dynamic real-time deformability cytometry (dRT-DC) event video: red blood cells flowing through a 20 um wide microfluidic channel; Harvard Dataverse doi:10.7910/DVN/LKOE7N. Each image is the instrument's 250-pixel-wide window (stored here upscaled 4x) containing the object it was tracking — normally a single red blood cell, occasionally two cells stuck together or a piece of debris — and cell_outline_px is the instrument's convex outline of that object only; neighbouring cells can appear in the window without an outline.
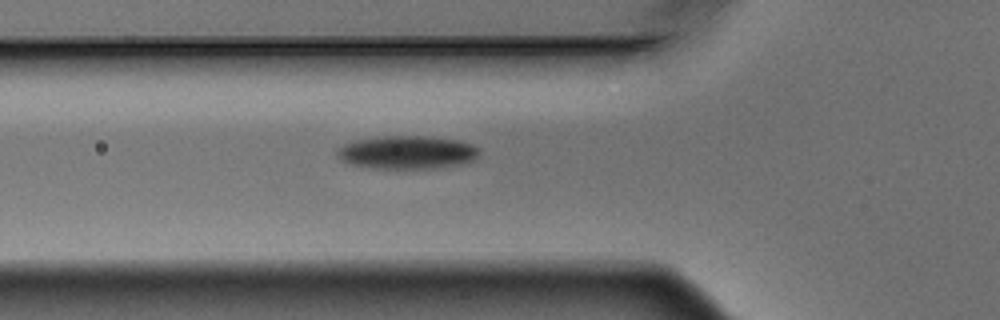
{"species": "Egyptian fruit bat (a non-hibernating species)", "species_latin": "Rousettus aegyptiacus", "temperature_condition": "warm", "stored_images_in_passage": 4, "camera_frame_rate_fps": 3000, "um_per_image_px": 0.085, "animal": {"sex": "male"}, "frame": {"image": 1, "passage_image": 4, "time_ms": 1.0, "image_size_px": [1000, 320], "cell_outline_px": [[480, 152], [476, 160], [460, 164], [440, 168], [372, 168], [352, 164], [340, 160], [336, 152], [336, 148], [344, 144], [356, 140], [384, 136], [424, 136], [456, 140], [472, 144], [480, 148]], "centroid_in_image_um": [34.63, 12.95], "position_along_channel_um": 91.2, "area_um2": 27.57}}